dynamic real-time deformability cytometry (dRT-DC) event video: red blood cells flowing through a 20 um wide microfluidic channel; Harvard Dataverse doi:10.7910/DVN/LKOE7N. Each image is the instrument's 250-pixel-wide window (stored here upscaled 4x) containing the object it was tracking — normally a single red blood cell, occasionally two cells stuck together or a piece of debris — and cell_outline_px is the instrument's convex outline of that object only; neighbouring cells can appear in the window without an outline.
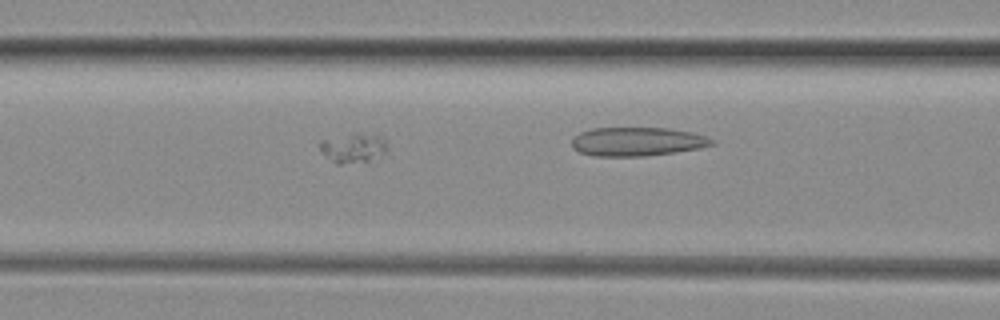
{"species": "common noctule bat (a hibernating species)", "species_latin": "Nyctalus noctula", "temperature_condition": "room temperature", "stored_images_in_passage": 32, "camera_frame_rate_fps": 3000, "um_per_image_px": 0.085, "animal": {"sex": "female", "body_mass_g": 29.2, "forearm_length_mm": 56.3}, "frame": {"image": 1, "passage_image": 9, "time_ms": 2.667, "image_size_px": [1000, 320], "cell_outline_px": [[388, 148], [384, 152], [368, 164], [336, 164], [320, 152], [320, 140], [352, 132], [360, 132], [380, 136], [384, 140]], "centroid_in_image_um": [30.02, 12.59], "position_along_channel_um": 136.6, "area_um2": 12.2}}
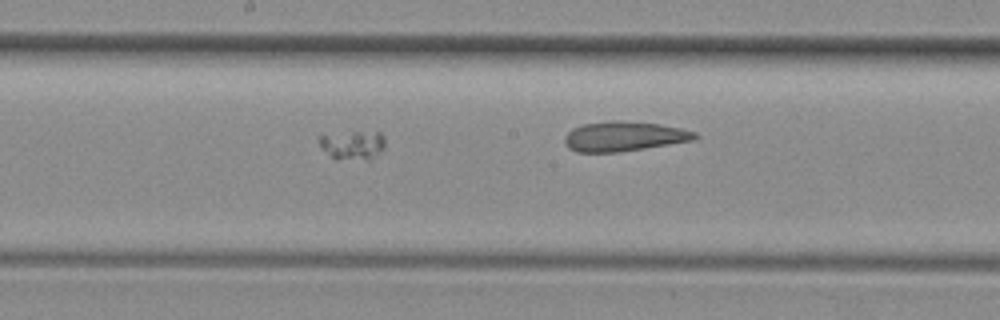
{"frame": {"image": 2, "passage_image": 15, "time_ms": 4.667, "image_size_px": [1000, 320], "cell_outline_px": [[384, 148], [368, 164], [336, 160], [320, 148], [316, 140], [320, 136], [356, 132], [380, 132], [384, 136]], "centroid_in_image_um": [29.99, 12.43], "position_along_channel_um": 218.2, "area_um2": 11.85}}
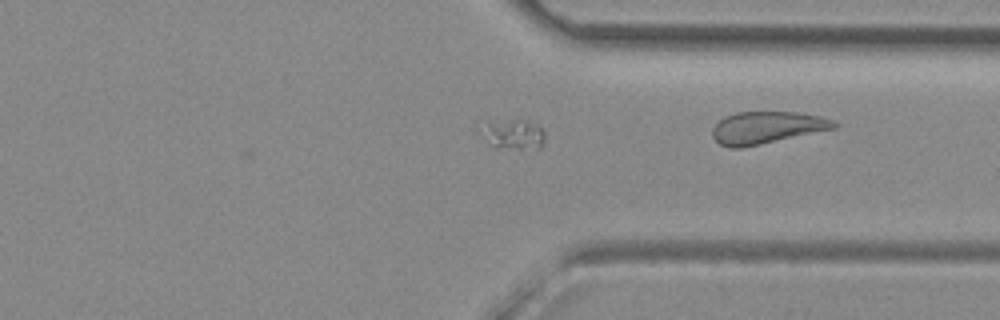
{"frame": {"image": 3, "passage_image": 26, "time_ms": 8.333, "image_size_px": [1000, 320], "cell_outline_px": [[544, 144], [540, 148], [496, 148], [488, 144], [484, 128], [484, 124], [488, 120], [528, 120], [536, 124], [544, 132]], "centroid_in_image_um": [43.67, 11.41], "position_along_channel_um": 367.7, "area_um2": 10.98}}